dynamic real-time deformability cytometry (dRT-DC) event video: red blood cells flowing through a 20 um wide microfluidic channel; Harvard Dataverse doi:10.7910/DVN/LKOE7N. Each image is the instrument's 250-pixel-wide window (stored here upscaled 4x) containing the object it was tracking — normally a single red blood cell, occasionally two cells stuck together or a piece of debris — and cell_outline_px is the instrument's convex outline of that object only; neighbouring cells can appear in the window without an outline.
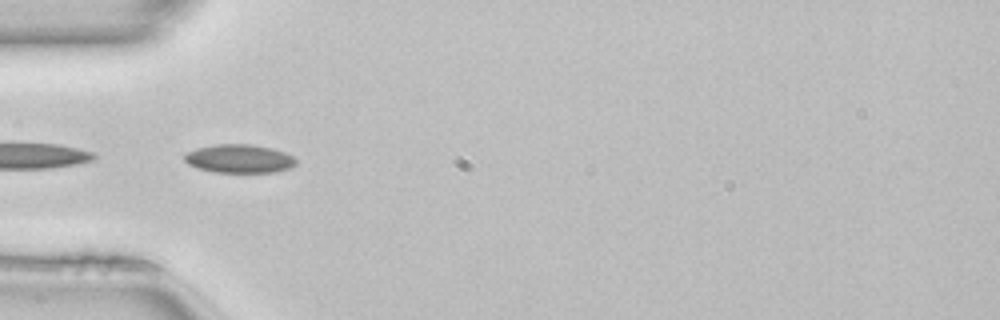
{"species": "common noctule bat (a hibernating species)", "species_latin": "Nyctalus noctula", "temperature_condition": "room temperature", "stored_images_in_passage": 19, "segment_of_instrument_passage": [2, 2], "camera_frame_rate_fps": 3000, "um_per_image_px": 0.085, "animal": {"sex": "female", "body_mass_g": 22.7, "forearm_length_mm": 54.2}, "frame": {"image": 1, "passage_image": 16, "time_ms": 5.0, "image_size_px": [1000, 320], "cell_outline_px": [[296, 164], [292, 168], [276, 172], [216, 172], [196, 168], [188, 164], [184, 160], [184, 156], [188, 152], [196, 148], [212, 144], [252, 144], [272, 148], [296, 156]], "centroid_in_image_um": [20.37, 13.48], "position_along_channel_um": 64.6, "area_um2": 18.79}}